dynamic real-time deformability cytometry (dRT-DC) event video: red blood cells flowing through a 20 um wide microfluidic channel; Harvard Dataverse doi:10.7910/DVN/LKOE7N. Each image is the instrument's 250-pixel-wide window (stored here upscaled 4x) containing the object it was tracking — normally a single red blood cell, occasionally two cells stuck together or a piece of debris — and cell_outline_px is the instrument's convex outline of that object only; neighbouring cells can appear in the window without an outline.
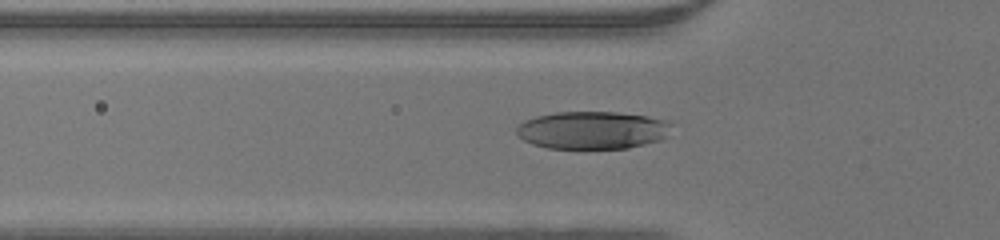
{"species": "human", "species_latin": "Homo sapiens", "temperature_condition": "warm", "stored_images_in_passage": 43, "camera_frame_rate_fps": 3000, "um_per_image_px": 0.085, "donor": {"sex": "male"}, "frame": {"image": 1, "passage_image": 14, "time_ms": 4.333, "image_size_px": [1000, 240], "cell_outline_px": [[672, 124], [668, 136], [660, 140], [628, 148], [548, 148], [532, 144], [516, 136], [516, 128], [524, 120], [536, 116], [556, 112], [616, 112], [644, 116], [668, 120]], "centroid_in_image_um": [50.35, 11.06], "position_along_channel_um": 75.5, "area_um2": 34.16}}
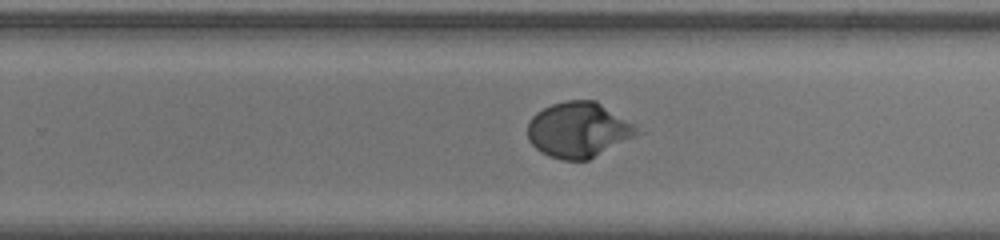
{"frame": {"image": 2, "passage_image": 28, "time_ms": 9.0, "image_size_px": [1000, 240], "cell_outline_px": [[644, 132], [588, 160], [560, 160], [548, 156], [540, 152], [528, 140], [528, 120], [536, 112], [552, 104], [568, 100], [596, 100], [636, 124]], "centroid_in_image_um": [49.2, 11.04], "position_along_channel_um": 280.6, "area_um2": 35.72}}
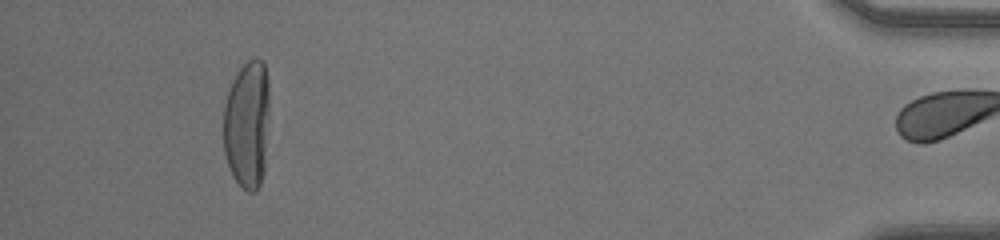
{"frame": {"image": 3, "passage_image": 42, "time_ms": 13.667, "image_size_px": [1000, 240], "cell_outline_px": [[268, 112], [264, 172], [260, 184], [256, 192], [248, 192], [236, 180], [224, 156], [224, 104], [228, 92], [240, 68], [248, 60], [256, 56], [264, 60], [268, 80]], "centroid_in_image_um": [21.02, 10.55], "position_along_channel_um": 414.2, "area_um2": 34.28}}